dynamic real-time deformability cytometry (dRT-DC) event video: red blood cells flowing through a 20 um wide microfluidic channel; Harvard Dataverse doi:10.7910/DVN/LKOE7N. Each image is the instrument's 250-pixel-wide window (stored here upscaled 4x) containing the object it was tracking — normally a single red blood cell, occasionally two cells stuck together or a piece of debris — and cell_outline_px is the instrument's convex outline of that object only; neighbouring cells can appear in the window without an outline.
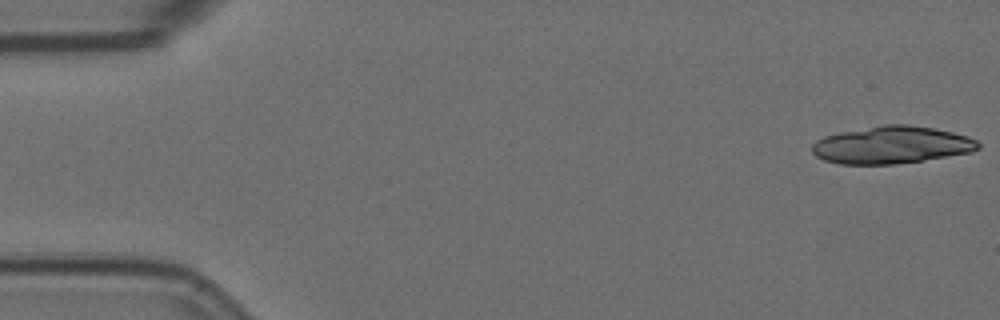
{"species": "Egyptian fruit bat (a non-hibernating species)", "species_latin": "Rousettus aegyptiacus", "temperature_condition": "room temperature", "stored_images_in_passage": 42, "camera_frame_rate_fps": 3000, "um_per_image_px": 0.085, "animal": {"sex": "female"}, "frame": {"image": 1, "passage_image": 1, "time_ms": 0.0, "image_size_px": [1000, 320], "cell_outline_px": [[980, 148], [972, 152], [924, 160], [896, 164], [840, 164], [824, 160], [816, 156], [812, 152], [812, 144], [816, 140], [824, 136], [840, 132], [884, 124], [908, 124], [932, 128], [952, 132], [968, 136], [976, 140], [980, 144]], "centroid_in_image_um": [75.78, 12.32], "position_along_channel_um": 9.2, "area_um2": 36.24}}